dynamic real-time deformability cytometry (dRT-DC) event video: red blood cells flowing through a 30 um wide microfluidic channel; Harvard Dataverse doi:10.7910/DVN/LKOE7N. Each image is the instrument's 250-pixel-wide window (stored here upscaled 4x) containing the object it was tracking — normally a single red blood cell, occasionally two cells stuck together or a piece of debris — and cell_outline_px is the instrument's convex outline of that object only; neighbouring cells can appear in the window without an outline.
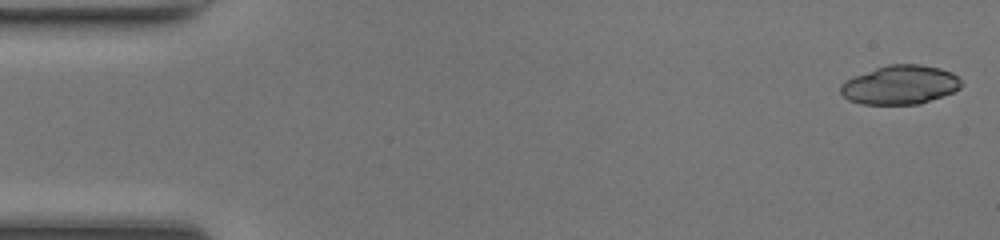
{"species": "common noctule bat (a hibernating species)", "species_latin": "Nyctalus noctula", "temperature_condition": "room temperature", "stored_images_in_passage": 48, "camera_frame_rate_fps": 3000, "um_per_image_px": 0.085, "animal": {"sex": "female", "body_mass_g": 17.0, "forearm_length_mm": 48.0}, "frame": {"image": 1, "passage_image": 1, "time_ms": 0.0, "image_size_px": [1000, 240], "cell_outline_px": [[964, 84], [960, 88], [952, 92], [920, 104], [860, 104], [848, 100], [840, 92], [840, 84], [844, 80], [852, 76], [888, 64], [920, 64], [940, 68], [952, 72]], "centroid_in_image_um": [76.48, 7.21], "position_along_channel_um": 8.5, "area_um2": 27.57}}